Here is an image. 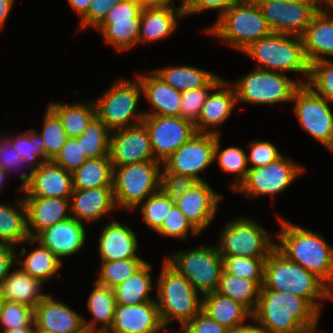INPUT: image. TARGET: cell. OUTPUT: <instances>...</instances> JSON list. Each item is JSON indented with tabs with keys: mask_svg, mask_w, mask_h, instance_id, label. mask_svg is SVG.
I'll list each match as a JSON object with an SVG mask.
<instances>
[{
	"mask_svg": "<svg viewBox=\"0 0 333 333\" xmlns=\"http://www.w3.org/2000/svg\"><path fill=\"white\" fill-rule=\"evenodd\" d=\"M318 330H320V329H315V330H311V331H307V332H305V333H325V332H323V331H318Z\"/></svg>",
	"mask_w": 333,
	"mask_h": 333,
	"instance_id": "70",
	"label": "cell"
},
{
	"mask_svg": "<svg viewBox=\"0 0 333 333\" xmlns=\"http://www.w3.org/2000/svg\"><path fill=\"white\" fill-rule=\"evenodd\" d=\"M16 150V153L24 161L29 171L38 168L45 161V154L33 128L22 131L16 135H6Z\"/></svg>",
	"mask_w": 333,
	"mask_h": 333,
	"instance_id": "46",
	"label": "cell"
},
{
	"mask_svg": "<svg viewBox=\"0 0 333 333\" xmlns=\"http://www.w3.org/2000/svg\"><path fill=\"white\" fill-rule=\"evenodd\" d=\"M142 123L149 133L155 160L161 163L196 133L194 123L180 116L145 115Z\"/></svg>",
	"mask_w": 333,
	"mask_h": 333,
	"instance_id": "15",
	"label": "cell"
},
{
	"mask_svg": "<svg viewBox=\"0 0 333 333\" xmlns=\"http://www.w3.org/2000/svg\"><path fill=\"white\" fill-rule=\"evenodd\" d=\"M230 80L222 79L209 93L202 106L198 120L194 123L196 132L221 134V127L229 120L237 98Z\"/></svg>",
	"mask_w": 333,
	"mask_h": 333,
	"instance_id": "19",
	"label": "cell"
},
{
	"mask_svg": "<svg viewBox=\"0 0 333 333\" xmlns=\"http://www.w3.org/2000/svg\"><path fill=\"white\" fill-rule=\"evenodd\" d=\"M162 163L153 160L113 167V196L117 211L132 212L147 197L158 192Z\"/></svg>",
	"mask_w": 333,
	"mask_h": 333,
	"instance_id": "10",
	"label": "cell"
},
{
	"mask_svg": "<svg viewBox=\"0 0 333 333\" xmlns=\"http://www.w3.org/2000/svg\"><path fill=\"white\" fill-rule=\"evenodd\" d=\"M174 201L168 197L161 189L147 197L140 203L131 213L140 210L145 227L156 232L162 225L164 219L168 215L170 208L174 205Z\"/></svg>",
	"mask_w": 333,
	"mask_h": 333,
	"instance_id": "45",
	"label": "cell"
},
{
	"mask_svg": "<svg viewBox=\"0 0 333 333\" xmlns=\"http://www.w3.org/2000/svg\"><path fill=\"white\" fill-rule=\"evenodd\" d=\"M283 1L302 3V4H325V0H283Z\"/></svg>",
	"mask_w": 333,
	"mask_h": 333,
	"instance_id": "65",
	"label": "cell"
},
{
	"mask_svg": "<svg viewBox=\"0 0 333 333\" xmlns=\"http://www.w3.org/2000/svg\"><path fill=\"white\" fill-rule=\"evenodd\" d=\"M223 200L207 181H200L190 191L174 201L180 211L202 234L216 219L219 204Z\"/></svg>",
	"mask_w": 333,
	"mask_h": 333,
	"instance_id": "20",
	"label": "cell"
},
{
	"mask_svg": "<svg viewBox=\"0 0 333 333\" xmlns=\"http://www.w3.org/2000/svg\"><path fill=\"white\" fill-rule=\"evenodd\" d=\"M202 32L240 53L272 33L255 0H241L233 4Z\"/></svg>",
	"mask_w": 333,
	"mask_h": 333,
	"instance_id": "5",
	"label": "cell"
},
{
	"mask_svg": "<svg viewBox=\"0 0 333 333\" xmlns=\"http://www.w3.org/2000/svg\"><path fill=\"white\" fill-rule=\"evenodd\" d=\"M230 83L235 89L237 105L255 106L291 104L294 92L301 85L286 73L255 67Z\"/></svg>",
	"mask_w": 333,
	"mask_h": 333,
	"instance_id": "8",
	"label": "cell"
},
{
	"mask_svg": "<svg viewBox=\"0 0 333 333\" xmlns=\"http://www.w3.org/2000/svg\"><path fill=\"white\" fill-rule=\"evenodd\" d=\"M110 87L93 99L96 116L110 131L134 126L143 122L144 111H138L142 96L139 78L119 77ZM138 111V113H137Z\"/></svg>",
	"mask_w": 333,
	"mask_h": 333,
	"instance_id": "7",
	"label": "cell"
},
{
	"mask_svg": "<svg viewBox=\"0 0 333 333\" xmlns=\"http://www.w3.org/2000/svg\"><path fill=\"white\" fill-rule=\"evenodd\" d=\"M214 150L215 134L196 132L162 163V167L170 173L206 181L200 175L214 164Z\"/></svg>",
	"mask_w": 333,
	"mask_h": 333,
	"instance_id": "16",
	"label": "cell"
},
{
	"mask_svg": "<svg viewBox=\"0 0 333 333\" xmlns=\"http://www.w3.org/2000/svg\"><path fill=\"white\" fill-rule=\"evenodd\" d=\"M70 208L71 217L86 225L95 224L117 210L112 187L73 189Z\"/></svg>",
	"mask_w": 333,
	"mask_h": 333,
	"instance_id": "26",
	"label": "cell"
},
{
	"mask_svg": "<svg viewBox=\"0 0 333 333\" xmlns=\"http://www.w3.org/2000/svg\"><path fill=\"white\" fill-rule=\"evenodd\" d=\"M142 86V96L146 98L150 109L145 115L180 116L182 93L174 89L153 70L145 74L137 73Z\"/></svg>",
	"mask_w": 333,
	"mask_h": 333,
	"instance_id": "30",
	"label": "cell"
},
{
	"mask_svg": "<svg viewBox=\"0 0 333 333\" xmlns=\"http://www.w3.org/2000/svg\"><path fill=\"white\" fill-rule=\"evenodd\" d=\"M73 189L85 190L113 186V165L109 156L87 159L72 172Z\"/></svg>",
	"mask_w": 333,
	"mask_h": 333,
	"instance_id": "40",
	"label": "cell"
},
{
	"mask_svg": "<svg viewBox=\"0 0 333 333\" xmlns=\"http://www.w3.org/2000/svg\"><path fill=\"white\" fill-rule=\"evenodd\" d=\"M14 245L0 242V285L16 265V250Z\"/></svg>",
	"mask_w": 333,
	"mask_h": 333,
	"instance_id": "59",
	"label": "cell"
},
{
	"mask_svg": "<svg viewBox=\"0 0 333 333\" xmlns=\"http://www.w3.org/2000/svg\"><path fill=\"white\" fill-rule=\"evenodd\" d=\"M122 0H92L87 13L79 19L77 32L95 28L104 20L109 11Z\"/></svg>",
	"mask_w": 333,
	"mask_h": 333,
	"instance_id": "56",
	"label": "cell"
},
{
	"mask_svg": "<svg viewBox=\"0 0 333 333\" xmlns=\"http://www.w3.org/2000/svg\"><path fill=\"white\" fill-rule=\"evenodd\" d=\"M251 322V323H250ZM226 333H265L264 330L253 320L244 325L227 330Z\"/></svg>",
	"mask_w": 333,
	"mask_h": 333,
	"instance_id": "61",
	"label": "cell"
},
{
	"mask_svg": "<svg viewBox=\"0 0 333 333\" xmlns=\"http://www.w3.org/2000/svg\"><path fill=\"white\" fill-rule=\"evenodd\" d=\"M199 182L196 178L170 173L162 167L160 189L173 201L190 191Z\"/></svg>",
	"mask_w": 333,
	"mask_h": 333,
	"instance_id": "55",
	"label": "cell"
},
{
	"mask_svg": "<svg viewBox=\"0 0 333 333\" xmlns=\"http://www.w3.org/2000/svg\"><path fill=\"white\" fill-rule=\"evenodd\" d=\"M43 285L19 266L10 270V273L0 285L3 299L35 308L48 293L43 292Z\"/></svg>",
	"mask_w": 333,
	"mask_h": 333,
	"instance_id": "32",
	"label": "cell"
},
{
	"mask_svg": "<svg viewBox=\"0 0 333 333\" xmlns=\"http://www.w3.org/2000/svg\"><path fill=\"white\" fill-rule=\"evenodd\" d=\"M146 262L142 258L100 261V271H97L98 275L93 281L113 289L138 271Z\"/></svg>",
	"mask_w": 333,
	"mask_h": 333,
	"instance_id": "43",
	"label": "cell"
},
{
	"mask_svg": "<svg viewBox=\"0 0 333 333\" xmlns=\"http://www.w3.org/2000/svg\"><path fill=\"white\" fill-rule=\"evenodd\" d=\"M305 170V166L283 155L275 162L249 169L245 180L232 193H242L252 200L263 196L275 197L288 190Z\"/></svg>",
	"mask_w": 333,
	"mask_h": 333,
	"instance_id": "13",
	"label": "cell"
},
{
	"mask_svg": "<svg viewBox=\"0 0 333 333\" xmlns=\"http://www.w3.org/2000/svg\"><path fill=\"white\" fill-rule=\"evenodd\" d=\"M86 224L70 217L39 232L34 239L48 248L62 262L77 255L88 241Z\"/></svg>",
	"mask_w": 333,
	"mask_h": 333,
	"instance_id": "21",
	"label": "cell"
},
{
	"mask_svg": "<svg viewBox=\"0 0 333 333\" xmlns=\"http://www.w3.org/2000/svg\"><path fill=\"white\" fill-rule=\"evenodd\" d=\"M241 0H192L184 9L185 18L208 11L219 12L217 19L233 4Z\"/></svg>",
	"mask_w": 333,
	"mask_h": 333,
	"instance_id": "58",
	"label": "cell"
},
{
	"mask_svg": "<svg viewBox=\"0 0 333 333\" xmlns=\"http://www.w3.org/2000/svg\"><path fill=\"white\" fill-rule=\"evenodd\" d=\"M202 311L227 330L252 319V313L245 306L216 291L202 295Z\"/></svg>",
	"mask_w": 333,
	"mask_h": 333,
	"instance_id": "34",
	"label": "cell"
},
{
	"mask_svg": "<svg viewBox=\"0 0 333 333\" xmlns=\"http://www.w3.org/2000/svg\"><path fill=\"white\" fill-rule=\"evenodd\" d=\"M329 152L333 154V147L329 150Z\"/></svg>",
	"mask_w": 333,
	"mask_h": 333,
	"instance_id": "72",
	"label": "cell"
},
{
	"mask_svg": "<svg viewBox=\"0 0 333 333\" xmlns=\"http://www.w3.org/2000/svg\"><path fill=\"white\" fill-rule=\"evenodd\" d=\"M92 101H78L68 103L63 101L50 102L48 106L61 119L63 128L68 137H79L96 117V106Z\"/></svg>",
	"mask_w": 333,
	"mask_h": 333,
	"instance_id": "37",
	"label": "cell"
},
{
	"mask_svg": "<svg viewBox=\"0 0 333 333\" xmlns=\"http://www.w3.org/2000/svg\"><path fill=\"white\" fill-rule=\"evenodd\" d=\"M142 8L177 7L174 0H137Z\"/></svg>",
	"mask_w": 333,
	"mask_h": 333,
	"instance_id": "63",
	"label": "cell"
},
{
	"mask_svg": "<svg viewBox=\"0 0 333 333\" xmlns=\"http://www.w3.org/2000/svg\"><path fill=\"white\" fill-rule=\"evenodd\" d=\"M160 78L179 92L207 85L217 74L193 65H172L152 69Z\"/></svg>",
	"mask_w": 333,
	"mask_h": 333,
	"instance_id": "38",
	"label": "cell"
},
{
	"mask_svg": "<svg viewBox=\"0 0 333 333\" xmlns=\"http://www.w3.org/2000/svg\"><path fill=\"white\" fill-rule=\"evenodd\" d=\"M227 329L202 310L188 321L178 333H226Z\"/></svg>",
	"mask_w": 333,
	"mask_h": 333,
	"instance_id": "57",
	"label": "cell"
},
{
	"mask_svg": "<svg viewBox=\"0 0 333 333\" xmlns=\"http://www.w3.org/2000/svg\"><path fill=\"white\" fill-rule=\"evenodd\" d=\"M86 160V156L82 153L81 136H79L69 137L61 151L52 161L72 173Z\"/></svg>",
	"mask_w": 333,
	"mask_h": 333,
	"instance_id": "54",
	"label": "cell"
},
{
	"mask_svg": "<svg viewBox=\"0 0 333 333\" xmlns=\"http://www.w3.org/2000/svg\"><path fill=\"white\" fill-rule=\"evenodd\" d=\"M242 53L255 61V68L300 74L302 77H297L300 84H306L309 79L310 63L301 37L272 32L252 43Z\"/></svg>",
	"mask_w": 333,
	"mask_h": 333,
	"instance_id": "6",
	"label": "cell"
},
{
	"mask_svg": "<svg viewBox=\"0 0 333 333\" xmlns=\"http://www.w3.org/2000/svg\"><path fill=\"white\" fill-rule=\"evenodd\" d=\"M0 168L6 173L8 179H10V175H17L19 173L18 178L21 180V183L17 188L18 192L28 184L30 171L26 172L29 170L28 167L16 153L10 139L4 134L0 137Z\"/></svg>",
	"mask_w": 333,
	"mask_h": 333,
	"instance_id": "50",
	"label": "cell"
},
{
	"mask_svg": "<svg viewBox=\"0 0 333 333\" xmlns=\"http://www.w3.org/2000/svg\"><path fill=\"white\" fill-rule=\"evenodd\" d=\"M275 33L302 37L313 16L325 4H302L283 0H255Z\"/></svg>",
	"mask_w": 333,
	"mask_h": 333,
	"instance_id": "17",
	"label": "cell"
},
{
	"mask_svg": "<svg viewBox=\"0 0 333 333\" xmlns=\"http://www.w3.org/2000/svg\"><path fill=\"white\" fill-rule=\"evenodd\" d=\"M8 178L6 173L0 168V194H1V190L4 189L6 183L8 182Z\"/></svg>",
	"mask_w": 333,
	"mask_h": 333,
	"instance_id": "66",
	"label": "cell"
},
{
	"mask_svg": "<svg viewBox=\"0 0 333 333\" xmlns=\"http://www.w3.org/2000/svg\"><path fill=\"white\" fill-rule=\"evenodd\" d=\"M110 130L96 116L81 135L82 153L87 159L109 156Z\"/></svg>",
	"mask_w": 333,
	"mask_h": 333,
	"instance_id": "44",
	"label": "cell"
},
{
	"mask_svg": "<svg viewBox=\"0 0 333 333\" xmlns=\"http://www.w3.org/2000/svg\"><path fill=\"white\" fill-rule=\"evenodd\" d=\"M109 157L113 167L155 160L145 125L111 131Z\"/></svg>",
	"mask_w": 333,
	"mask_h": 333,
	"instance_id": "18",
	"label": "cell"
},
{
	"mask_svg": "<svg viewBox=\"0 0 333 333\" xmlns=\"http://www.w3.org/2000/svg\"><path fill=\"white\" fill-rule=\"evenodd\" d=\"M221 135H215L214 163L223 173L234 176L229 188L234 192L245 180L249 167L247 153L239 146H228L221 149Z\"/></svg>",
	"mask_w": 333,
	"mask_h": 333,
	"instance_id": "41",
	"label": "cell"
},
{
	"mask_svg": "<svg viewBox=\"0 0 333 333\" xmlns=\"http://www.w3.org/2000/svg\"><path fill=\"white\" fill-rule=\"evenodd\" d=\"M175 1H179L180 3L178 7L184 9L192 0H174V3Z\"/></svg>",
	"mask_w": 333,
	"mask_h": 333,
	"instance_id": "67",
	"label": "cell"
},
{
	"mask_svg": "<svg viewBox=\"0 0 333 333\" xmlns=\"http://www.w3.org/2000/svg\"><path fill=\"white\" fill-rule=\"evenodd\" d=\"M325 5L333 8V0H325Z\"/></svg>",
	"mask_w": 333,
	"mask_h": 333,
	"instance_id": "69",
	"label": "cell"
},
{
	"mask_svg": "<svg viewBox=\"0 0 333 333\" xmlns=\"http://www.w3.org/2000/svg\"><path fill=\"white\" fill-rule=\"evenodd\" d=\"M306 84L319 96L333 104V60L311 63Z\"/></svg>",
	"mask_w": 333,
	"mask_h": 333,
	"instance_id": "51",
	"label": "cell"
},
{
	"mask_svg": "<svg viewBox=\"0 0 333 333\" xmlns=\"http://www.w3.org/2000/svg\"><path fill=\"white\" fill-rule=\"evenodd\" d=\"M171 253V254H170ZM164 259L201 294L217 291L223 270L222 256L215 244L197 245L170 252Z\"/></svg>",
	"mask_w": 333,
	"mask_h": 333,
	"instance_id": "11",
	"label": "cell"
},
{
	"mask_svg": "<svg viewBox=\"0 0 333 333\" xmlns=\"http://www.w3.org/2000/svg\"><path fill=\"white\" fill-rule=\"evenodd\" d=\"M321 314L292 293L261 290L252 319L265 333H305L319 326Z\"/></svg>",
	"mask_w": 333,
	"mask_h": 333,
	"instance_id": "2",
	"label": "cell"
},
{
	"mask_svg": "<svg viewBox=\"0 0 333 333\" xmlns=\"http://www.w3.org/2000/svg\"><path fill=\"white\" fill-rule=\"evenodd\" d=\"M92 0H67L69 7L80 19L87 13Z\"/></svg>",
	"mask_w": 333,
	"mask_h": 333,
	"instance_id": "62",
	"label": "cell"
},
{
	"mask_svg": "<svg viewBox=\"0 0 333 333\" xmlns=\"http://www.w3.org/2000/svg\"><path fill=\"white\" fill-rule=\"evenodd\" d=\"M261 290L292 293L307 300L321 315L325 301L333 300V292L318 277L288 260L276 248L265 261Z\"/></svg>",
	"mask_w": 333,
	"mask_h": 333,
	"instance_id": "3",
	"label": "cell"
},
{
	"mask_svg": "<svg viewBox=\"0 0 333 333\" xmlns=\"http://www.w3.org/2000/svg\"><path fill=\"white\" fill-rule=\"evenodd\" d=\"M86 308L91 314L90 320L83 316L87 333H107L113 323L116 308L114 290L93 281Z\"/></svg>",
	"mask_w": 333,
	"mask_h": 333,
	"instance_id": "33",
	"label": "cell"
},
{
	"mask_svg": "<svg viewBox=\"0 0 333 333\" xmlns=\"http://www.w3.org/2000/svg\"><path fill=\"white\" fill-rule=\"evenodd\" d=\"M141 10L137 0H122L95 29L115 52H128L139 45Z\"/></svg>",
	"mask_w": 333,
	"mask_h": 333,
	"instance_id": "14",
	"label": "cell"
},
{
	"mask_svg": "<svg viewBox=\"0 0 333 333\" xmlns=\"http://www.w3.org/2000/svg\"><path fill=\"white\" fill-rule=\"evenodd\" d=\"M156 301L135 305L116 304L114 319L107 333H168Z\"/></svg>",
	"mask_w": 333,
	"mask_h": 333,
	"instance_id": "22",
	"label": "cell"
},
{
	"mask_svg": "<svg viewBox=\"0 0 333 333\" xmlns=\"http://www.w3.org/2000/svg\"><path fill=\"white\" fill-rule=\"evenodd\" d=\"M276 234L251 217L237 216L227 220L219 231L217 250L221 256L268 258L276 247Z\"/></svg>",
	"mask_w": 333,
	"mask_h": 333,
	"instance_id": "9",
	"label": "cell"
},
{
	"mask_svg": "<svg viewBox=\"0 0 333 333\" xmlns=\"http://www.w3.org/2000/svg\"><path fill=\"white\" fill-rule=\"evenodd\" d=\"M223 78L218 74L205 86L198 89H191L182 92L180 102V117L195 123L200 115L203 104L205 103L210 91Z\"/></svg>",
	"mask_w": 333,
	"mask_h": 333,
	"instance_id": "49",
	"label": "cell"
},
{
	"mask_svg": "<svg viewBox=\"0 0 333 333\" xmlns=\"http://www.w3.org/2000/svg\"><path fill=\"white\" fill-rule=\"evenodd\" d=\"M263 282L241 278L222 270L216 292L239 302L253 313L258 304Z\"/></svg>",
	"mask_w": 333,
	"mask_h": 333,
	"instance_id": "39",
	"label": "cell"
},
{
	"mask_svg": "<svg viewBox=\"0 0 333 333\" xmlns=\"http://www.w3.org/2000/svg\"><path fill=\"white\" fill-rule=\"evenodd\" d=\"M3 301H4V299H3V295L1 293V288H0V310H1V307H2V304H3Z\"/></svg>",
	"mask_w": 333,
	"mask_h": 333,
	"instance_id": "71",
	"label": "cell"
},
{
	"mask_svg": "<svg viewBox=\"0 0 333 333\" xmlns=\"http://www.w3.org/2000/svg\"><path fill=\"white\" fill-rule=\"evenodd\" d=\"M34 327H23V328H15L10 330H2L0 333H33Z\"/></svg>",
	"mask_w": 333,
	"mask_h": 333,
	"instance_id": "64",
	"label": "cell"
},
{
	"mask_svg": "<svg viewBox=\"0 0 333 333\" xmlns=\"http://www.w3.org/2000/svg\"><path fill=\"white\" fill-rule=\"evenodd\" d=\"M109 221L103 226L98 237L97 252L100 261L142 258L137 253L140 244L136 231L128 223H122L115 218Z\"/></svg>",
	"mask_w": 333,
	"mask_h": 333,
	"instance_id": "25",
	"label": "cell"
},
{
	"mask_svg": "<svg viewBox=\"0 0 333 333\" xmlns=\"http://www.w3.org/2000/svg\"><path fill=\"white\" fill-rule=\"evenodd\" d=\"M267 258L222 256L223 270L241 278L264 281V266Z\"/></svg>",
	"mask_w": 333,
	"mask_h": 333,
	"instance_id": "47",
	"label": "cell"
},
{
	"mask_svg": "<svg viewBox=\"0 0 333 333\" xmlns=\"http://www.w3.org/2000/svg\"><path fill=\"white\" fill-rule=\"evenodd\" d=\"M72 192V173L52 160L30 170L28 184L20 191L23 196L47 198H70Z\"/></svg>",
	"mask_w": 333,
	"mask_h": 333,
	"instance_id": "23",
	"label": "cell"
},
{
	"mask_svg": "<svg viewBox=\"0 0 333 333\" xmlns=\"http://www.w3.org/2000/svg\"><path fill=\"white\" fill-rule=\"evenodd\" d=\"M34 309L16 302L3 301L0 310V327L10 330L23 327H34Z\"/></svg>",
	"mask_w": 333,
	"mask_h": 333,
	"instance_id": "52",
	"label": "cell"
},
{
	"mask_svg": "<svg viewBox=\"0 0 333 333\" xmlns=\"http://www.w3.org/2000/svg\"><path fill=\"white\" fill-rule=\"evenodd\" d=\"M280 230L275 232L276 249L318 277L333 292V246L323 235L287 218L275 215Z\"/></svg>",
	"mask_w": 333,
	"mask_h": 333,
	"instance_id": "1",
	"label": "cell"
},
{
	"mask_svg": "<svg viewBox=\"0 0 333 333\" xmlns=\"http://www.w3.org/2000/svg\"><path fill=\"white\" fill-rule=\"evenodd\" d=\"M152 263L146 262L138 271L128 277L121 284L113 288L116 304L135 305L149 301H156L152 298L151 292H156V283L152 278Z\"/></svg>",
	"mask_w": 333,
	"mask_h": 333,
	"instance_id": "35",
	"label": "cell"
},
{
	"mask_svg": "<svg viewBox=\"0 0 333 333\" xmlns=\"http://www.w3.org/2000/svg\"><path fill=\"white\" fill-rule=\"evenodd\" d=\"M189 232L192 236L197 238L201 233L192 225L187 217L180 211L174 204L166 218L164 219L161 227L156 231L159 236L176 240H189Z\"/></svg>",
	"mask_w": 333,
	"mask_h": 333,
	"instance_id": "48",
	"label": "cell"
},
{
	"mask_svg": "<svg viewBox=\"0 0 333 333\" xmlns=\"http://www.w3.org/2000/svg\"><path fill=\"white\" fill-rule=\"evenodd\" d=\"M26 244L28 247H33V245H37V247L29 251L24 246ZM16 248H21L19 252H16V257L18 258H16V265L30 276L39 279L45 285L48 282L50 283V281L54 282V279L60 276L64 262L34 238H29Z\"/></svg>",
	"mask_w": 333,
	"mask_h": 333,
	"instance_id": "29",
	"label": "cell"
},
{
	"mask_svg": "<svg viewBox=\"0 0 333 333\" xmlns=\"http://www.w3.org/2000/svg\"><path fill=\"white\" fill-rule=\"evenodd\" d=\"M157 276L155 300L164 327L173 332L174 322L182 328L202 310V295L163 257Z\"/></svg>",
	"mask_w": 333,
	"mask_h": 333,
	"instance_id": "4",
	"label": "cell"
},
{
	"mask_svg": "<svg viewBox=\"0 0 333 333\" xmlns=\"http://www.w3.org/2000/svg\"><path fill=\"white\" fill-rule=\"evenodd\" d=\"M181 18L185 16L183 9L179 7L142 8L139 44L168 39L176 31Z\"/></svg>",
	"mask_w": 333,
	"mask_h": 333,
	"instance_id": "31",
	"label": "cell"
},
{
	"mask_svg": "<svg viewBox=\"0 0 333 333\" xmlns=\"http://www.w3.org/2000/svg\"><path fill=\"white\" fill-rule=\"evenodd\" d=\"M26 206L27 231L34 238L45 228L71 217L70 198L22 196Z\"/></svg>",
	"mask_w": 333,
	"mask_h": 333,
	"instance_id": "27",
	"label": "cell"
},
{
	"mask_svg": "<svg viewBox=\"0 0 333 333\" xmlns=\"http://www.w3.org/2000/svg\"><path fill=\"white\" fill-rule=\"evenodd\" d=\"M33 333H51V332L45 331V330H43V329H41V328H38V327L34 324Z\"/></svg>",
	"mask_w": 333,
	"mask_h": 333,
	"instance_id": "68",
	"label": "cell"
},
{
	"mask_svg": "<svg viewBox=\"0 0 333 333\" xmlns=\"http://www.w3.org/2000/svg\"><path fill=\"white\" fill-rule=\"evenodd\" d=\"M301 38L310 64L330 60L329 57L333 59V8L324 5L313 16Z\"/></svg>",
	"mask_w": 333,
	"mask_h": 333,
	"instance_id": "28",
	"label": "cell"
},
{
	"mask_svg": "<svg viewBox=\"0 0 333 333\" xmlns=\"http://www.w3.org/2000/svg\"><path fill=\"white\" fill-rule=\"evenodd\" d=\"M15 2L16 0H0V31L5 28Z\"/></svg>",
	"mask_w": 333,
	"mask_h": 333,
	"instance_id": "60",
	"label": "cell"
},
{
	"mask_svg": "<svg viewBox=\"0 0 333 333\" xmlns=\"http://www.w3.org/2000/svg\"><path fill=\"white\" fill-rule=\"evenodd\" d=\"M291 103L301 128L329 151L333 147V104L307 84L296 89Z\"/></svg>",
	"mask_w": 333,
	"mask_h": 333,
	"instance_id": "12",
	"label": "cell"
},
{
	"mask_svg": "<svg viewBox=\"0 0 333 333\" xmlns=\"http://www.w3.org/2000/svg\"><path fill=\"white\" fill-rule=\"evenodd\" d=\"M34 323L51 333H87L83 315L49 293L34 308Z\"/></svg>",
	"mask_w": 333,
	"mask_h": 333,
	"instance_id": "24",
	"label": "cell"
},
{
	"mask_svg": "<svg viewBox=\"0 0 333 333\" xmlns=\"http://www.w3.org/2000/svg\"><path fill=\"white\" fill-rule=\"evenodd\" d=\"M41 122V131H38L37 129H33V131L42 145L45 161L53 160L61 151L69 137L63 128L61 119L48 105Z\"/></svg>",
	"mask_w": 333,
	"mask_h": 333,
	"instance_id": "42",
	"label": "cell"
},
{
	"mask_svg": "<svg viewBox=\"0 0 333 333\" xmlns=\"http://www.w3.org/2000/svg\"><path fill=\"white\" fill-rule=\"evenodd\" d=\"M26 206L22 196L12 202H0V242L18 247L28 240Z\"/></svg>",
	"mask_w": 333,
	"mask_h": 333,
	"instance_id": "36",
	"label": "cell"
},
{
	"mask_svg": "<svg viewBox=\"0 0 333 333\" xmlns=\"http://www.w3.org/2000/svg\"><path fill=\"white\" fill-rule=\"evenodd\" d=\"M248 144L247 162L249 169L262 167L277 161L283 156L278 147L272 142L253 139Z\"/></svg>",
	"mask_w": 333,
	"mask_h": 333,
	"instance_id": "53",
	"label": "cell"
}]
</instances>
